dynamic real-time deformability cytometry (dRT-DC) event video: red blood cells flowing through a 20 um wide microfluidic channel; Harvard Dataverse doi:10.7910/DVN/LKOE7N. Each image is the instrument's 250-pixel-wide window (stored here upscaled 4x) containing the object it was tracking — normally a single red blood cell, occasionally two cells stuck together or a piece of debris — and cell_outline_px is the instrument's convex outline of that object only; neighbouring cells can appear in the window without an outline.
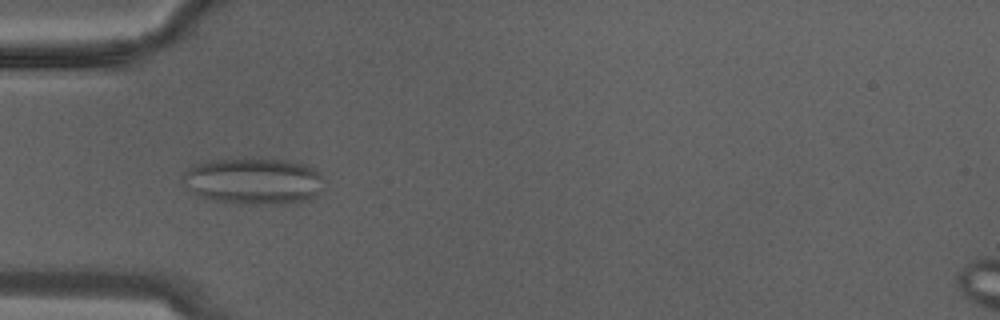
{"species": "Egyptian fruit bat (a non-hibernating species)", "species_latin": "Rousettus aegyptiacus", "temperature_condition": "warm", "stored_images_in_passage": 13, "segment_of_instrument_passage": [1, 2], "camera_frame_rate_fps": 3000, "um_per_image_px": 0.085, "animal": {"sex": "male"}, "frame": {"image": 1, "passage_image": 4, "time_ms": 1.0, "image_size_px": [1000, 320], "cell_outline_px": [[328, 188], [316, 196], [300, 204], [240, 204], [208, 200], [192, 192], [184, 184], [184, 172], [196, 164], [208, 160], [288, 160], [308, 164], [320, 172]], "centroid_in_image_um": [21.68, 15.43], "position_along_channel_um": 63.3, "area_um2": 38.96}}